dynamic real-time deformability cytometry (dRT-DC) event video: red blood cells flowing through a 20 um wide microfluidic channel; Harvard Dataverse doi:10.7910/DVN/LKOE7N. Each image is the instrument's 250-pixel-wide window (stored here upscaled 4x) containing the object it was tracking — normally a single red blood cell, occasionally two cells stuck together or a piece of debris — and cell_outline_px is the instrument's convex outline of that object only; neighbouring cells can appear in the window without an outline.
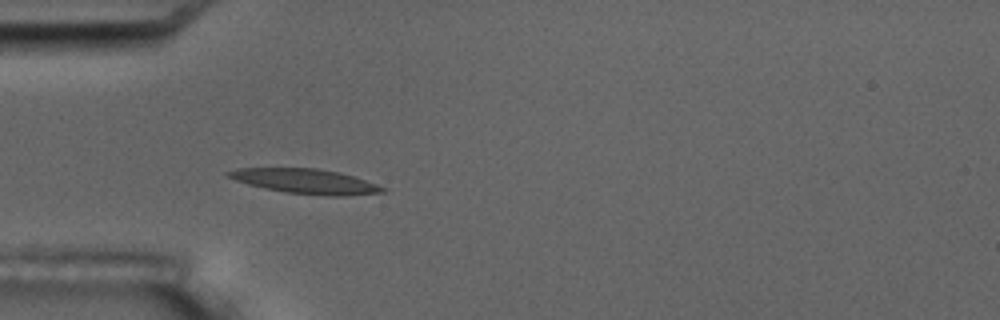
{"species": "common noctule bat (a hibernating species)", "species_latin": "Nyctalus noctula", "temperature_condition": "room temperature", "stored_images_in_passage": 6, "camera_frame_rate_fps": 3000, "um_per_image_px": 0.085, "animal": {"sex": "male", "body_mass_g": 17.5, "forearm_length_mm": 52.3}, "frame": {"image": 1, "passage_image": 6, "time_ms": 5.333, "image_size_px": [1000, 320], "cell_outline_px": [[388, 188], [384, 192], [344, 196], [328, 196], [284, 192], [264, 188], [248, 184], [224, 176], [224, 172], [236, 168], [316, 168], [340, 172]], "centroid_in_image_um": [25.93, 15.41], "position_along_channel_um": 59.1, "area_um2": 22.31}}